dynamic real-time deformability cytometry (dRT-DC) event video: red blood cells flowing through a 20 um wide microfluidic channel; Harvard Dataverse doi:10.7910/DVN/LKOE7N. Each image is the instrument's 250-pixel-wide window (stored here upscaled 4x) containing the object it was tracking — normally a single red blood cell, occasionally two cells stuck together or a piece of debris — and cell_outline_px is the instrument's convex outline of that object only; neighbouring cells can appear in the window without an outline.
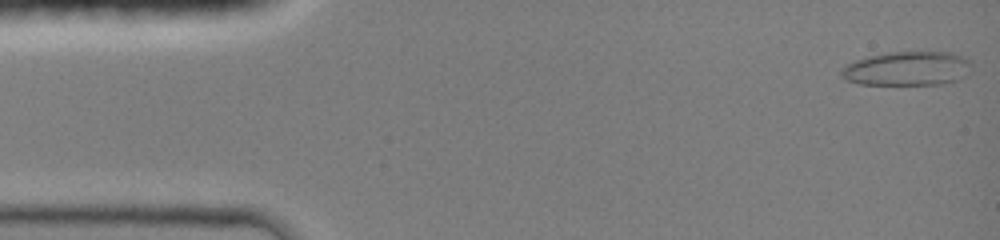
{"species": "common noctule bat (a hibernating species)", "species_latin": "Nyctalus noctula", "temperature_condition": "room temperature", "stored_images_in_passage": 45, "camera_frame_rate_fps": 3000, "um_per_image_px": 0.085, "animal": {"sex": "female", "body_mass_g": 19.0, "forearm_length_mm": 51.5}, "frame": {"image": 1, "passage_image": 1, "time_ms": 0.0, "image_size_px": [1000, 240], "cell_outline_px": [[972, 64], [964, 76], [956, 80], [940, 84], [860, 84], [848, 80], [840, 76], [840, 72], [848, 64], [856, 60], [868, 56], [884, 52], [952, 52], [968, 60]], "centroid_in_image_um": [77.1, 5.82], "position_along_channel_um": 7.9, "area_um2": 25.61}}
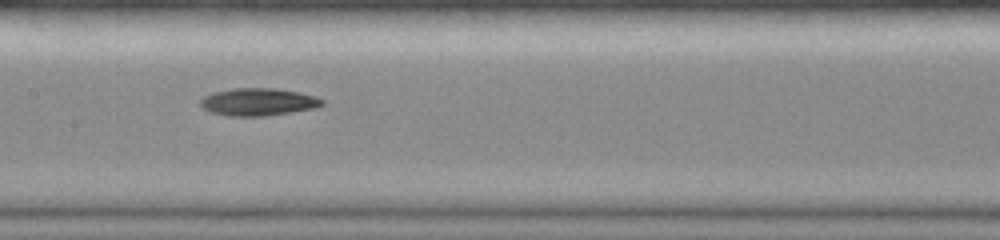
{"frame": {"image": 2, "passage_image": 22, "time_ms": 7.0, "image_size_px": [1000, 240], "cell_outline_px": [[324, 104], [312, 108], [264, 116], [232, 116], [212, 112], [204, 108], [200, 104], [200, 100], [204, 96], [216, 92], [232, 88], [276, 88], [300, 92], [316, 96], [324, 100]], "centroid_in_image_um": [21.96, 8.65], "position_along_channel_um": 185.4, "area_um2": 19.25}}
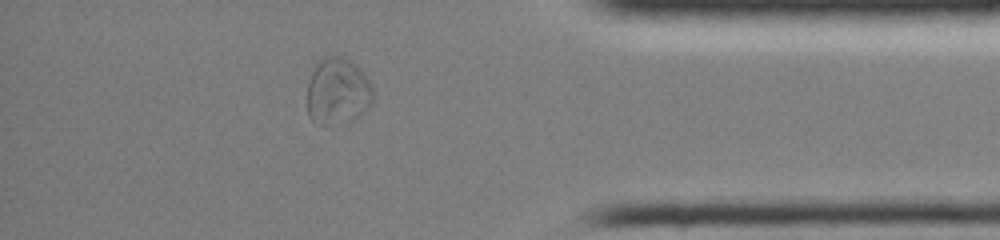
{"frame": {"image": 3, "passage_image": 39, "time_ms": 12.667, "image_size_px": [1000, 240], "cell_outline_px": [[372, 104], [364, 112], [348, 120], [328, 128], [324, 128], [312, 120], [308, 116], [308, 80], [320, 56], [344, 56], [356, 64], [360, 68], [368, 80], [372, 88]], "centroid_in_image_um": [28.67, 7.77], "position_along_channel_um": 406.5, "area_um2": 26.01}, "authors_computed_cell_mechanics": {"area_um2": 20.2878, "velocity_mm_per_s": 4.1765, "shape_relaxation_time_tau1_ms": 5.1331, "shape_relaxation_time_tau2_ms": 11.1405, "deformation_change_tau1": 0.1318, "deformation_change_tau2": 0.1388}}